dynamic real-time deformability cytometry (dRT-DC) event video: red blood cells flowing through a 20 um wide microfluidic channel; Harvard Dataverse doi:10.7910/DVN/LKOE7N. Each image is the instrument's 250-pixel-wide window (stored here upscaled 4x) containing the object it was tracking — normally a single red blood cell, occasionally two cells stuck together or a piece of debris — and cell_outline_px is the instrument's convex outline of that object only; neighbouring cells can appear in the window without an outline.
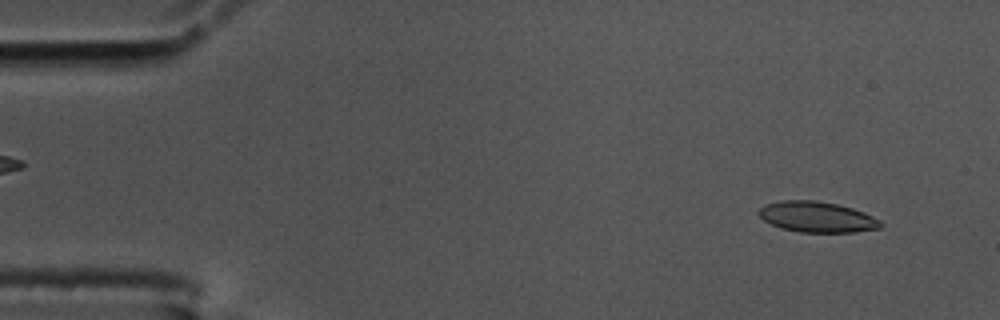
{"species": "common noctule bat (a hibernating species)", "species_latin": "Nyctalus noctula", "temperature_condition": "cold", "stored_images_in_passage": 53, "camera_frame_rate_fps": 3000, "um_per_image_px": 0.085, "animal": {"sex": "male", "body_mass_g": 17.5, "forearm_length_mm": 52.3}, "frame": {"image": 1, "passage_image": 2, "time_ms": 0.333, "image_size_px": [1000, 320], "cell_outline_px": [[884, 224], [880, 228], [852, 232], [800, 232], [780, 228], [764, 220], [756, 212], [760, 208], [768, 204], [780, 200], [816, 200], [836, 204], [852, 208], [864, 212], [880, 220]], "centroid_in_image_um": [69.45, 18.44], "position_along_channel_um": 15.6, "area_um2": 21.73}}
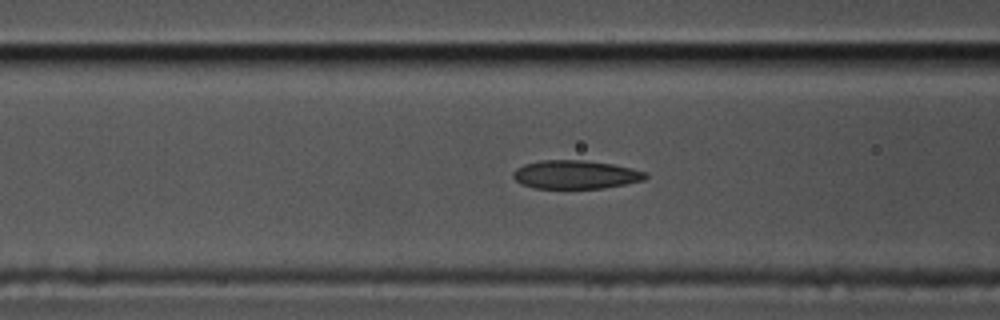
{"frame": {"image": 2, "passage_image": 19, "time_ms": 6.0, "image_size_px": [1000, 320], "cell_outline_px": [[648, 176], [644, 180], [604, 188], [532, 188], [520, 184], [512, 176], [512, 172], [516, 168], [524, 164], [540, 160], [584, 160], [612, 164], [632, 168], [644, 172]], "centroid_in_image_um": [48.87, 14.84], "position_along_channel_um": 117.7, "area_um2": 22.02}}
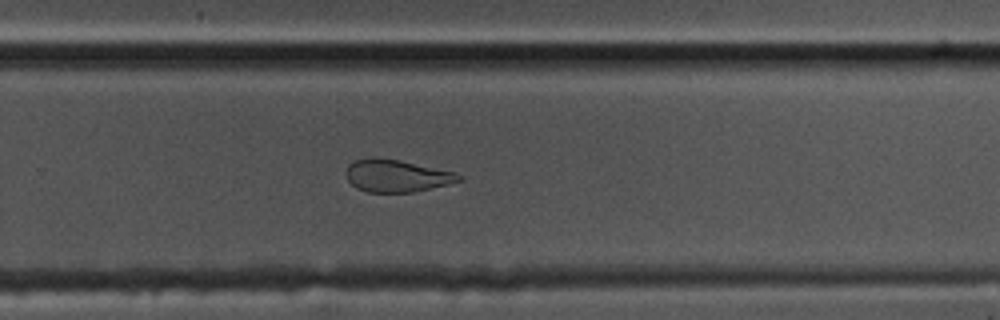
{"frame": {"image": 3, "passage_image": 34, "time_ms": 11.0, "image_size_px": [1000, 320], "cell_outline_px": [[460, 180], [448, 184], [412, 192], [368, 192], [356, 188], [348, 180], [348, 164], [356, 160], [372, 156], [400, 160], [456, 172], [460, 176]], "centroid_in_image_um": [33.7, 14.93], "position_along_channel_um": 296.1, "area_um2": 21.04}, "authors_computed_cell_mechanics": {"area_um2": 22.3108, "velocity_mm_per_s": 3.5711, "shape_relaxation_time_tau1_ms": null, "shape_relaxation_time_tau2_ms": 2.3332, "deformation_change_tau1": null, "deformation_change_tau2": 0.0911}}